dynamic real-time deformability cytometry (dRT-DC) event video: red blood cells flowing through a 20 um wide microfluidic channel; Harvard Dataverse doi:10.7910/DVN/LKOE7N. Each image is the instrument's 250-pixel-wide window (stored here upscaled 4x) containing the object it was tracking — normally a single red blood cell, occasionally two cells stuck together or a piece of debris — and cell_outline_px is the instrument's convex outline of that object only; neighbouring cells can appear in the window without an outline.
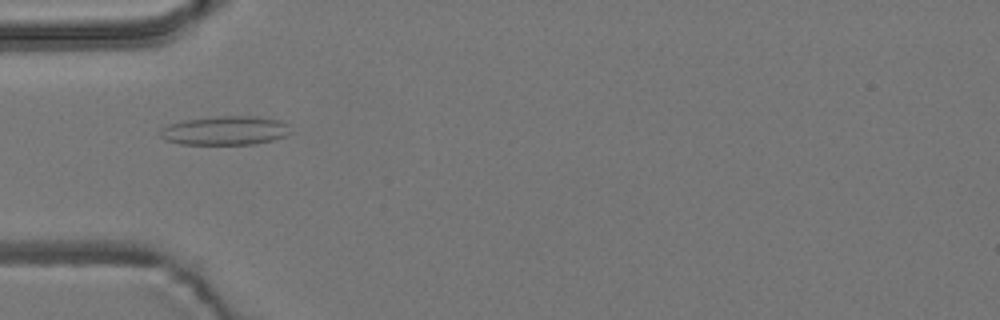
{"species": "common noctule bat (a hibernating species)", "species_latin": "Nyctalus noctula", "temperature_condition": "room temperature", "stored_images_in_passage": 7, "camera_frame_rate_fps": 3000, "um_per_image_px": 0.085, "animal": {"sex": "male", "body_mass_g": 19.2, "forearm_length_mm": 51.8}, "frame": {"image": 1, "passage_image": 2, "time_ms": 1.333, "image_size_px": [1000, 320], "cell_outline_px": [[292, 132], [288, 136], [256, 144], [180, 144], [164, 140], [160, 136], [160, 132], [168, 124], [180, 120], [216, 116], [256, 116], [280, 120], [288, 124]], "centroid_in_image_um": [19.16, 11.09], "position_along_channel_um": 65.8, "area_um2": 22.31}}
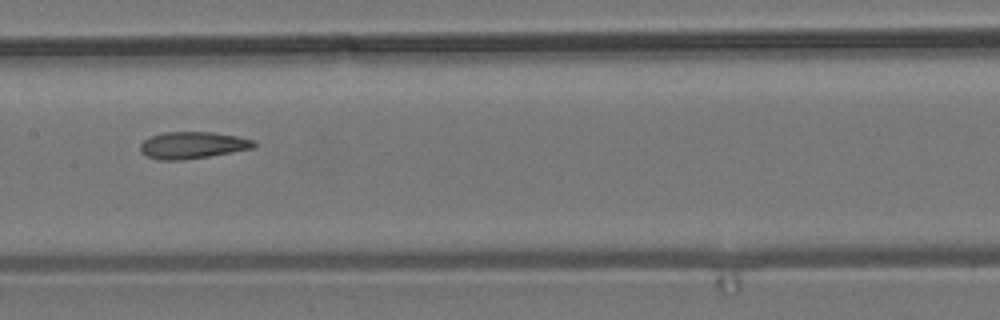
{"frame": {"image": 2, "passage_image": 5, "time_ms": 4.667, "image_size_px": [1000, 320], "cell_outline_px": [[256, 148], [184, 160], [156, 160], [140, 152], [140, 144], [144, 140], [152, 136], [164, 132], [212, 132], [236, 136], [256, 140]], "centroid_in_image_um": [16.38, 12.34], "position_along_channel_um": 191.0, "area_um2": 17.86}}
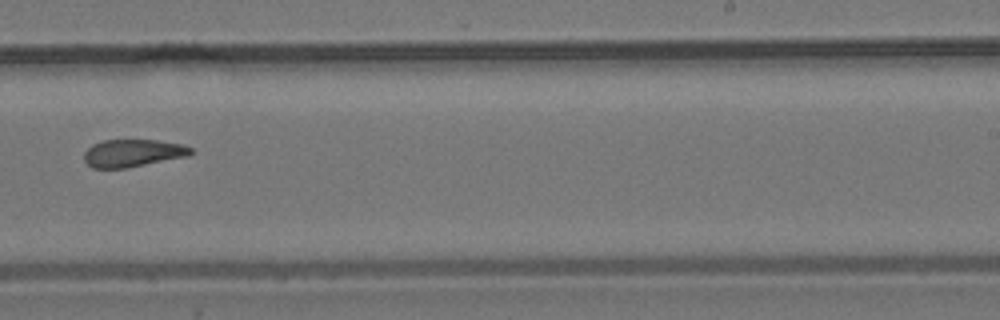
{"frame": {"image": 3, "passage_image": 7, "time_ms": 7.0, "image_size_px": [1000, 320], "cell_outline_px": [[192, 152], [188, 156], [128, 168], [92, 168], [84, 160], [84, 152], [92, 144], [104, 140], [156, 140], [180, 144], [192, 148]], "centroid_in_image_um": [11.26, 13.02], "position_along_channel_um": 277.7, "area_um2": 17.11}}